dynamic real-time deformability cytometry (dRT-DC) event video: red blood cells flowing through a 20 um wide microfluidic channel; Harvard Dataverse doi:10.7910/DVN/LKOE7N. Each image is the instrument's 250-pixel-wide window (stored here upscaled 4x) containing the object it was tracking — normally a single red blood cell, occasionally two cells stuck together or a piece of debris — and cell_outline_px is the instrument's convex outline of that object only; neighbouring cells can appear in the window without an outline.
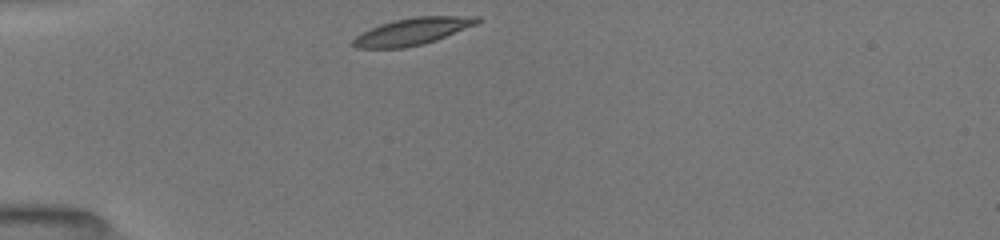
{"species": "common noctule bat (a hibernating species)", "species_latin": "Nyctalus noctula", "temperature_condition": "room temperature", "stored_images_in_passage": 30, "camera_frame_rate_fps": 3000, "um_per_image_px": 0.085, "animal": {"sex": "female", "body_mass_g": 19.5, "forearm_length_mm": 54.1}, "frame": {"image": 1, "passage_image": 1, "time_ms": 0.0, "image_size_px": [1000, 240], "cell_outline_px": [[484, 20], [476, 24], [436, 40], [424, 44], [404, 48], [356, 48], [352, 44], [352, 40], [356, 36], [380, 24], [396, 20], [416, 16], [480, 16]], "centroid_in_image_um": [35.1, 2.67], "position_along_channel_um": 49.9, "area_um2": 19.42}}
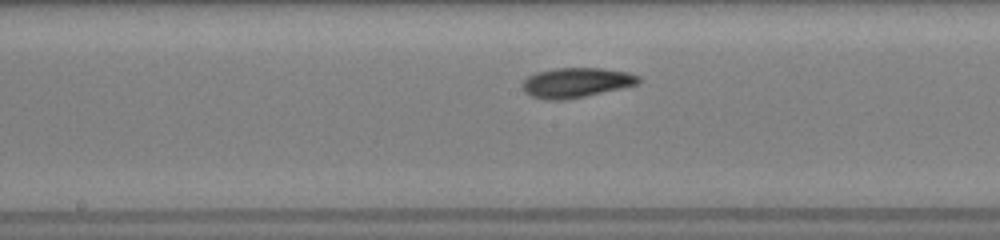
{"frame": {"image": 2, "passage_image": 12, "time_ms": 4.333, "image_size_px": [1000, 240], "cell_outline_px": [[640, 84], [584, 96], [564, 100], [548, 100], [532, 96], [524, 92], [520, 88], [520, 84], [528, 76], [536, 72], [556, 68], [600, 68], [628, 72], [640, 76]], "centroid_in_image_um": [48.95, 7.02], "position_along_channel_um": 199.3, "area_um2": 20.29}}
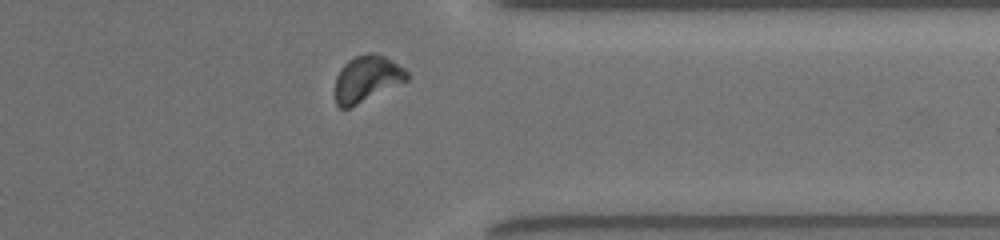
{"frame": {"image": 3, "passage_image": 26, "time_ms": 9.0, "image_size_px": [1000, 240], "cell_outline_px": [[408, 80], [348, 108], [340, 108], [336, 104], [336, 76], [340, 68], [348, 60], [356, 56], [368, 52], [376, 52], [392, 60], [404, 68], [408, 72]], "centroid_in_image_um": [31.18, 6.66], "position_along_channel_um": 380.2, "area_um2": 19.19}, "authors_computed_cell_mechanics": {"area_um2": 19.3052, "velocity_mm_per_s": 3.9546, "shape_relaxation_time_tau1_ms": 3.1889, "shape_relaxation_time_tau2_ms": 6.4032, "deformation_change_tau1": 0.1329, "deformation_change_tau2": 0.1111}}